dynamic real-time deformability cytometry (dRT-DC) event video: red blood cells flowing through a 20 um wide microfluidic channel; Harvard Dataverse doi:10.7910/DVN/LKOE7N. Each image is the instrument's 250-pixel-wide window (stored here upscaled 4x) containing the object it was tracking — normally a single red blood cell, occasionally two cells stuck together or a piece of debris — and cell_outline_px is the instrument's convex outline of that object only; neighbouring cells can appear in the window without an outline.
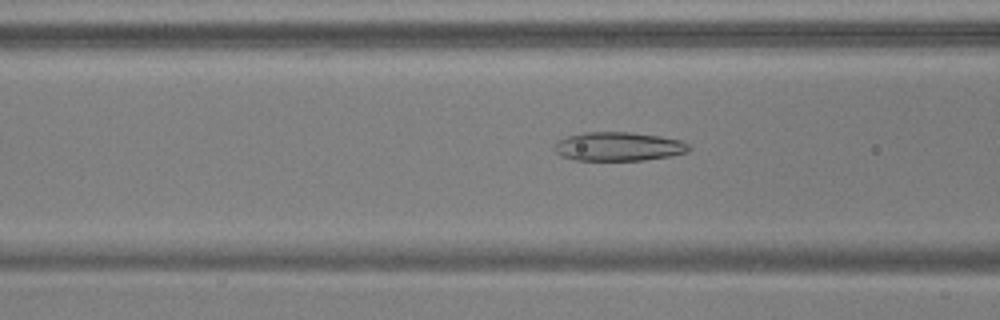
{"species": "common noctule bat (a hibernating species)", "species_latin": "Nyctalus noctula", "temperature_condition": "warm", "stored_images_in_passage": 50, "camera_frame_rate_fps": 3000, "um_per_image_px": 0.085, "animal": {"sex": "male", "body_mass_g": 17.9, "forearm_length_mm": 54.2}, "frame": {"image": 1, "passage_image": 21, "time_ms": 6.667, "image_size_px": [1000, 320], "cell_outline_px": [[692, 148], [688, 152], [668, 156], [644, 160], [576, 160], [560, 156], [552, 148], [560, 140], [568, 136], [584, 132], [628, 132], [660, 136], [680, 140], [688, 144]], "centroid_in_image_um": [52.57, 12.45], "position_along_channel_um": 114.0, "area_um2": 22.54}}
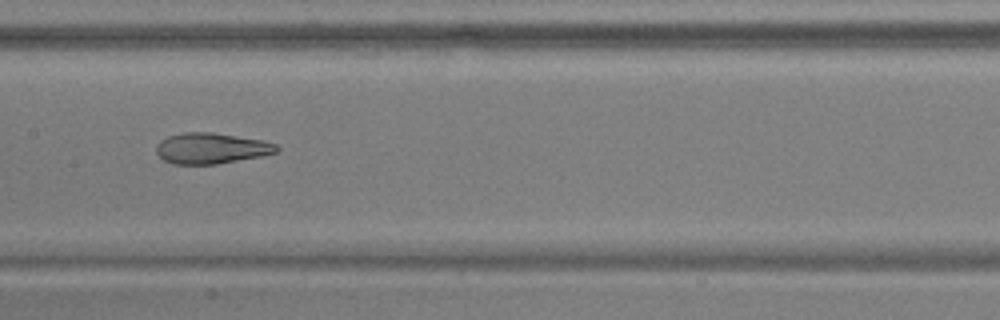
{"frame": {"image": 2, "passage_image": 27, "time_ms": 8.667, "image_size_px": [1000, 320], "cell_outline_px": [[280, 148], [276, 152], [260, 156], [216, 164], [172, 164], [164, 160], [156, 152], [156, 144], [160, 140], [168, 136], [184, 132], [212, 132], [264, 140], [276, 144]], "centroid_in_image_um": [17.94, 12.6], "position_along_channel_um": 189.5, "area_um2": 21.62}}
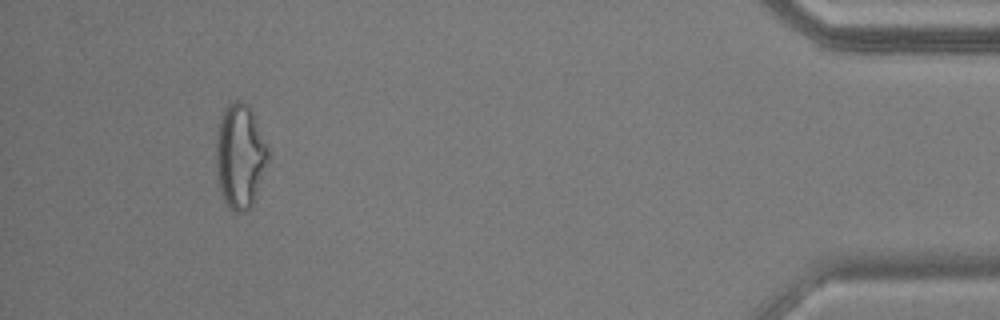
{"frame": {"image": 3, "passage_image": 50, "time_ms": 16.333, "image_size_px": [1000, 320], "cell_outline_px": [[268, 156], [252, 204], [244, 212], [236, 212], [228, 208], [220, 192], [216, 176], [216, 140], [220, 116], [224, 108], [232, 100], [240, 100], [248, 104], [252, 108], [268, 148]], "centroid_in_image_um": [20.36, 13.22], "position_along_channel_um": 414.8, "area_um2": 31.62}, "authors_computed_cell_mechanics": {"area_um2": 25.5187, "velocity_mm_per_s": 3.7544, "shape_relaxation_time_tau1_ms": null, "shape_relaxation_time_tau2_ms": 2.1363, "deformation_change_tau1": null, "deformation_change_tau2": 0.1114}}